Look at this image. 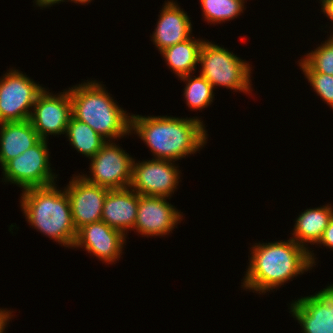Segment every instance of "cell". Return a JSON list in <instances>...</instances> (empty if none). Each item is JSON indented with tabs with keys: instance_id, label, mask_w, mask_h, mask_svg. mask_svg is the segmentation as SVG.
<instances>
[{
	"instance_id": "cell-1",
	"label": "cell",
	"mask_w": 333,
	"mask_h": 333,
	"mask_svg": "<svg viewBox=\"0 0 333 333\" xmlns=\"http://www.w3.org/2000/svg\"><path fill=\"white\" fill-rule=\"evenodd\" d=\"M130 131L147 145L153 154L152 159L174 162L196 154L208 141L203 120L195 116L180 118L131 114Z\"/></svg>"
},
{
	"instance_id": "cell-2",
	"label": "cell",
	"mask_w": 333,
	"mask_h": 333,
	"mask_svg": "<svg viewBox=\"0 0 333 333\" xmlns=\"http://www.w3.org/2000/svg\"><path fill=\"white\" fill-rule=\"evenodd\" d=\"M250 249L249 265L241 280L243 290L249 292L263 295L313 268L310 251L291 238L255 243Z\"/></svg>"
},
{
	"instance_id": "cell-3",
	"label": "cell",
	"mask_w": 333,
	"mask_h": 333,
	"mask_svg": "<svg viewBox=\"0 0 333 333\" xmlns=\"http://www.w3.org/2000/svg\"><path fill=\"white\" fill-rule=\"evenodd\" d=\"M57 184L22 191L20 207L30 227L68 248L74 246L77 230L72 220L65 188Z\"/></svg>"
},
{
	"instance_id": "cell-4",
	"label": "cell",
	"mask_w": 333,
	"mask_h": 333,
	"mask_svg": "<svg viewBox=\"0 0 333 333\" xmlns=\"http://www.w3.org/2000/svg\"><path fill=\"white\" fill-rule=\"evenodd\" d=\"M86 81L68 89L72 116L88 124L106 141L131 135L130 113L117 104L102 82L92 79Z\"/></svg>"
},
{
	"instance_id": "cell-5",
	"label": "cell",
	"mask_w": 333,
	"mask_h": 333,
	"mask_svg": "<svg viewBox=\"0 0 333 333\" xmlns=\"http://www.w3.org/2000/svg\"><path fill=\"white\" fill-rule=\"evenodd\" d=\"M198 64L201 66L199 73L214 90L216 86H222L233 92L252 93L251 65L224 46L204 39Z\"/></svg>"
},
{
	"instance_id": "cell-6",
	"label": "cell",
	"mask_w": 333,
	"mask_h": 333,
	"mask_svg": "<svg viewBox=\"0 0 333 333\" xmlns=\"http://www.w3.org/2000/svg\"><path fill=\"white\" fill-rule=\"evenodd\" d=\"M47 142V140L41 139L18 157L9 160L1 168L3 183L16 184L22 189L21 191L56 183L58 175L50 167Z\"/></svg>"
},
{
	"instance_id": "cell-7",
	"label": "cell",
	"mask_w": 333,
	"mask_h": 333,
	"mask_svg": "<svg viewBox=\"0 0 333 333\" xmlns=\"http://www.w3.org/2000/svg\"><path fill=\"white\" fill-rule=\"evenodd\" d=\"M7 71L0 77V123L29 120L37 97L45 87L19 69Z\"/></svg>"
},
{
	"instance_id": "cell-8",
	"label": "cell",
	"mask_w": 333,
	"mask_h": 333,
	"mask_svg": "<svg viewBox=\"0 0 333 333\" xmlns=\"http://www.w3.org/2000/svg\"><path fill=\"white\" fill-rule=\"evenodd\" d=\"M90 161V174H81L88 182L109 190L130 186L134 158L115 141H107Z\"/></svg>"
},
{
	"instance_id": "cell-9",
	"label": "cell",
	"mask_w": 333,
	"mask_h": 333,
	"mask_svg": "<svg viewBox=\"0 0 333 333\" xmlns=\"http://www.w3.org/2000/svg\"><path fill=\"white\" fill-rule=\"evenodd\" d=\"M132 164L130 188L139 195L160 196L171 199L181 181V170L174 161L150 159Z\"/></svg>"
},
{
	"instance_id": "cell-10",
	"label": "cell",
	"mask_w": 333,
	"mask_h": 333,
	"mask_svg": "<svg viewBox=\"0 0 333 333\" xmlns=\"http://www.w3.org/2000/svg\"><path fill=\"white\" fill-rule=\"evenodd\" d=\"M71 116L69 90L55 95L44 88L37 97L29 120L39 137L48 141L49 135H65Z\"/></svg>"
},
{
	"instance_id": "cell-11",
	"label": "cell",
	"mask_w": 333,
	"mask_h": 333,
	"mask_svg": "<svg viewBox=\"0 0 333 333\" xmlns=\"http://www.w3.org/2000/svg\"><path fill=\"white\" fill-rule=\"evenodd\" d=\"M290 303L289 313L302 333H333V284Z\"/></svg>"
},
{
	"instance_id": "cell-12",
	"label": "cell",
	"mask_w": 333,
	"mask_h": 333,
	"mask_svg": "<svg viewBox=\"0 0 333 333\" xmlns=\"http://www.w3.org/2000/svg\"><path fill=\"white\" fill-rule=\"evenodd\" d=\"M167 199L170 198L139 195L133 230H136L142 237H163L172 233V230L177 228L178 223L183 220V212L167 202Z\"/></svg>"
},
{
	"instance_id": "cell-13",
	"label": "cell",
	"mask_w": 333,
	"mask_h": 333,
	"mask_svg": "<svg viewBox=\"0 0 333 333\" xmlns=\"http://www.w3.org/2000/svg\"><path fill=\"white\" fill-rule=\"evenodd\" d=\"M126 236L102 220L83 225L77 230L74 248H83L102 263L115 264L121 258Z\"/></svg>"
},
{
	"instance_id": "cell-14",
	"label": "cell",
	"mask_w": 333,
	"mask_h": 333,
	"mask_svg": "<svg viewBox=\"0 0 333 333\" xmlns=\"http://www.w3.org/2000/svg\"><path fill=\"white\" fill-rule=\"evenodd\" d=\"M65 190L76 230L101 220L104 201L109 189L88 182L82 175H72Z\"/></svg>"
},
{
	"instance_id": "cell-15",
	"label": "cell",
	"mask_w": 333,
	"mask_h": 333,
	"mask_svg": "<svg viewBox=\"0 0 333 333\" xmlns=\"http://www.w3.org/2000/svg\"><path fill=\"white\" fill-rule=\"evenodd\" d=\"M164 2L158 15L157 26L150 36L159 52L189 39L193 31L191 18L184 9L176 1Z\"/></svg>"
},
{
	"instance_id": "cell-16",
	"label": "cell",
	"mask_w": 333,
	"mask_h": 333,
	"mask_svg": "<svg viewBox=\"0 0 333 333\" xmlns=\"http://www.w3.org/2000/svg\"><path fill=\"white\" fill-rule=\"evenodd\" d=\"M139 194L132 188L113 189L107 192L101 220L120 230L126 237L134 229L137 217Z\"/></svg>"
},
{
	"instance_id": "cell-17",
	"label": "cell",
	"mask_w": 333,
	"mask_h": 333,
	"mask_svg": "<svg viewBox=\"0 0 333 333\" xmlns=\"http://www.w3.org/2000/svg\"><path fill=\"white\" fill-rule=\"evenodd\" d=\"M332 216L333 206L327 203L320 207L307 208L295 219L291 239L310 251V260L313 266L316 265L317 258L313 253L314 250L309 249L308 244H318Z\"/></svg>"
},
{
	"instance_id": "cell-18",
	"label": "cell",
	"mask_w": 333,
	"mask_h": 333,
	"mask_svg": "<svg viewBox=\"0 0 333 333\" xmlns=\"http://www.w3.org/2000/svg\"><path fill=\"white\" fill-rule=\"evenodd\" d=\"M41 138L30 120L0 123V166L36 145Z\"/></svg>"
},
{
	"instance_id": "cell-19",
	"label": "cell",
	"mask_w": 333,
	"mask_h": 333,
	"mask_svg": "<svg viewBox=\"0 0 333 333\" xmlns=\"http://www.w3.org/2000/svg\"><path fill=\"white\" fill-rule=\"evenodd\" d=\"M203 39H196L193 35L180 43L168 47L160 52L168 68L173 71L178 79L195 73L199 61V52Z\"/></svg>"
},
{
	"instance_id": "cell-20",
	"label": "cell",
	"mask_w": 333,
	"mask_h": 333,
	"mask_svg": "<svg viewBox=\"0 0 333 333\" xmlns=\"http://www.w3.org/2000/svg\"><path fill=\"white\" fill-rule=\"evenodd\" d=\"M67 136L71 146L80 154L90 159L107 142L88 124L71 116L65 137Z\"/></svg>"
},
{
	"instance_id": "cell-21",
	"label": "cell",
	"mask_w": 333,
	"mask_h": 333,
	"mask_svg": "<svg viewBox=\"0 0 333 333\" xmlns=\"http://www.w3.org/2000/svg\"><path fill=\"white\" fill-rule=\"evenodd\" d=\"M180 80L186 84L183 96L191 111L203 110L212 104L215 98L214 88L201 74L196 76L192 73L180 77Z\"/></svg>"
},
{
	"instance_id": "cell-22",
	"label": "cell",
	"mask_w": 333,
	"mask_h": 333,
	"mask_svg": "<svg viewBox=\"0 0 333 333\" xmlns=\"http://www.w3.org/2000/svg\"><path fill=\"white\" fill-rule=\"evenodd\" d=\"M202 16L208 23L221 24L233 20L244 13L247 0H199Z\"/></svg>"
},
{
	"instance_id": "cell-23",
	"label": "cell",
	"mask_w": 333,
	"mask_h": 333,
	"mask_svg": "<svg viewBox=\"0 0 333 333\" xmlns=\"http://www.w3.org/2000/svg\"><path fill=\"white\" fill-rule=\"evenodd\" d=\"M298 64L303 73L333 75V34L316 49L304 55Z\"/></svg>"
},
{
	"instance_id": "cell-24",
	"label": "cell",
	"mask_w": 333,
	"mask_h": 333,
	"mask_svg": "<svg viewBox=\"0 0 333 333\" xmlns=\"http://www.w3.org/2000/svg\"><path fill=\"white\" fill-rule=\"evenodd\" d=\"M313 91L333 110V75L304 73Z\"/></svg>"
},
{
	"instance_id": "cell-25",
	"label": "cell",
	"mask_w": 333,
	"mask_h": 333,
	"mask_svg": "<svg viewBox=\"0 0 333 333\" xmlns=\"http://www.w3.org/2000/svg\"><path fill=\"white\" fill-rule=\"evenodd\" d=\"M317 245H323L333 250V216L330 218L328 226L325 228L323 236Z\"/></svg>"
},
{
	"instance_id": "cell-26",
	"label": "cell",
	"mask_w": 333,
	"mask_h": 333,
	"mask_svg": "<svg viewBox=\"0 0 333 333\" xmlns=\"http://www.w3.org/2000/svg\"><path fill=\"white\" fill-rule=\"evenodd\" d=\"M14 311L7 310L6 308L2 309L0 308V333H5L6 327H8V324L13 317L12 313Z\"/></svg>"
},
{
	"instance_id": "cell-27",
	"label": "cell",
	"mask_w": 333,
	"mask_h": 333,
	"mask_svg": "<svg viewBox=\"0 0 333 333\" xmlns=\"http://www.w3.org/2000/svg\"><path fill=\"white\" fill-rule=\"evenodd\" d=\"M319 3L321 4V12H323L327 16V18L330 19V21L333 23V0H322ZM331 34H333V32Z\"/></svg>"
},
{
	"instance_id": "cell-28",
	"label": "cell",
	"mask_w": 333,
	"mask_h": 333,
	"mask_svg": "<svg viewBox=\"0 0 333 333\" xmlns=\"http://www.w3.org/2000/svg\"><path fill=\"white\" fill-rule=\"evenodd\" d=\"M74 2L76 3V0H34L33 3H35V5L37 7H41V8H49L51 7L52 5H55V4H59L61 2Z\"/></svg>"
},
{
	"instance_id": "cell-29",
	"label": "cell",
	"mask_w": 333,
	"mask_h": 333,
	"mask_svg": "<svg viewBox=\"0 0 333 333\" xmlns=\"http://www.w3.org/2000/svg\"><path fill=\"white\" fill-rule=\"evenodd\" d=\"M91 1H93V0H76V3L81 4V5H83V4L88 5V3H90Z\"/></svg>"
}]
</instances>
